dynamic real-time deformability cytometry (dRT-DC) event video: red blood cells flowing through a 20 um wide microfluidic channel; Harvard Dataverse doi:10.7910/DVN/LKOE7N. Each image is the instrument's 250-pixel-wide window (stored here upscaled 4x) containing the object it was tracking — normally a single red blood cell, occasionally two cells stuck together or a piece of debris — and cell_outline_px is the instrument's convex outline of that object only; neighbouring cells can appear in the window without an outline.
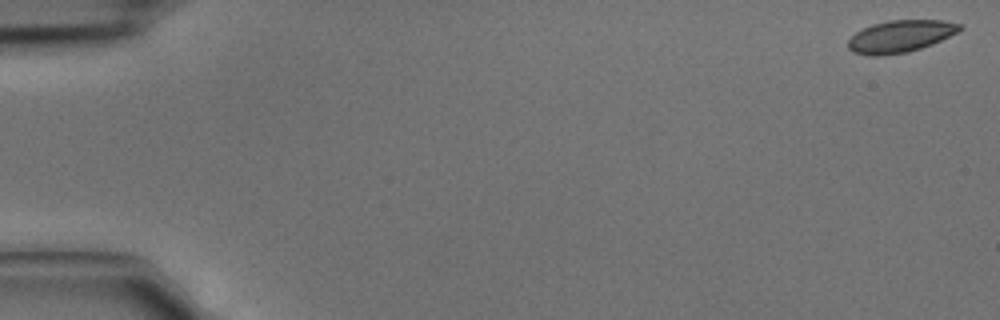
{"species": "common noctule bat (a hibernating species)", "species_latin": "Nyctalus noctula", "temperature_condition": "cold", "stored_images_in_passage": 4, "camera_frame_rate_fps": 3000, "um_per_image_px": 0.085, "animal": {"sex": "male", "body_mass_g": 15.6}, "frame": {"image": 1, "passage_image": 1, "time_ms": 0.0, "image_size_px": [1000, 320], "cell_outline_px": [[964, 28], [932, 44], [908, 52], [880, 56], [872, 56], [852, 52], [848, 48], [848, 40], [856, 32], [872, 24], [888, 20], [944, 20], [960, 24]], "centroid_in_image_um": [76.5, 3.08], "position_along_channel_um": 8.5, "area_um2": 20.81}}
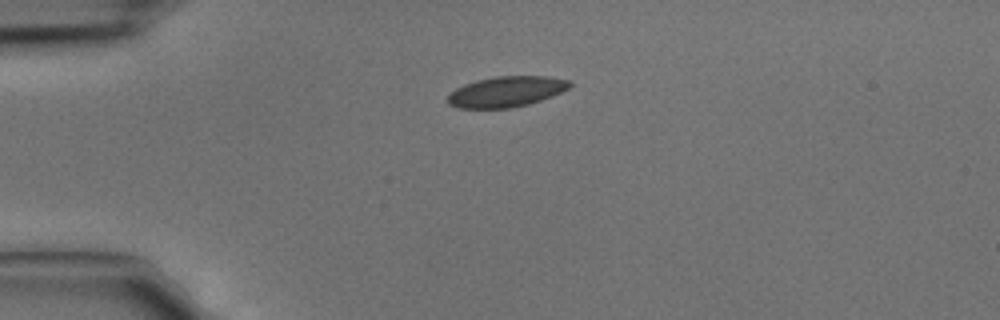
{"frame": {"image": 2, "passage_image": 4, "time_ms": 1.0, "image_size_px": [1000, 320], "cell_outline_px": [[572, 84], [568, 88], [552, 96], [528, 104], [512, 108], [456, 108], [448, 104], [448, 96], [456, 88], [464, 84], [476, 80], [496, 76], [548, 76], [572, 80]], "centroid_in_image_um": [43.04, 7.78], "position_along_channel_um": 42.0, "area_um2": 21.79}}